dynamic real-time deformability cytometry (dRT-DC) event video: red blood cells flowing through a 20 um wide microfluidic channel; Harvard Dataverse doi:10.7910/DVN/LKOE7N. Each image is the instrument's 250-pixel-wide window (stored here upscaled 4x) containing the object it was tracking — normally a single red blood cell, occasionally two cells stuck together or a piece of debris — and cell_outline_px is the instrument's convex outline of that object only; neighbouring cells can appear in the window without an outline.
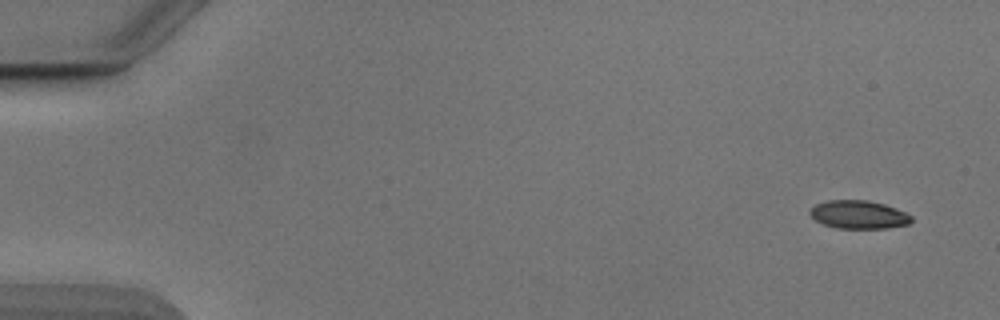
{"species": "Egyptian fruit bat (a non-hibernating species)", "species_latin": "Rousettus aegyptiacus", "temperature_condition": "cold", "stored_images_in_passage": 51, "camera_frame_rate_fps": 3000, "um_per_image_px": 0.085, "animal": {"sex": "male"}, "frame": {"image": 1, "passage_image": 1, "time_ms": 0.0, "image_size_px": [1000, 320], "cell_outline_px": [[912, 220], [908, 224], [888, 228], [836, 228], [824, 224], [816, 220], [808, 212], [816, 204], [828, 200], [868, 200], [884, 204], [896, 208], [912, 216]], "centroid_in_image_um": [72.99, 18.24], "position_along_channel_um": 12.0, "area_um2": 16.59}}
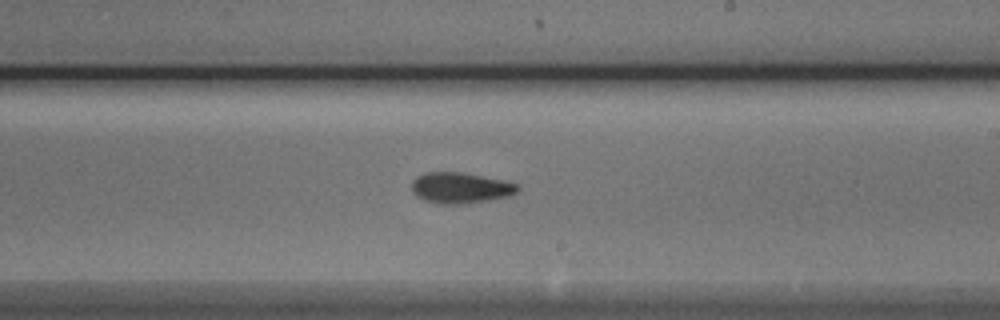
{"frame": {"image": 2, "passage_image": 30, "time_ms": 9.667, "image_size_px": [1000, 320], "cell_outline_px": [[520, 188], [512, 196], [464, 204], [440, 204], [424, 200], [416, 196], [412, 192], [412, 180], [416, 176], [424, 172], [464, 172], [504, 180], [520, 184]], "centroid_in_image_um": [39.15, 15.96], "position_along_channel_um": 249.8, "area_um2": 19.42}}
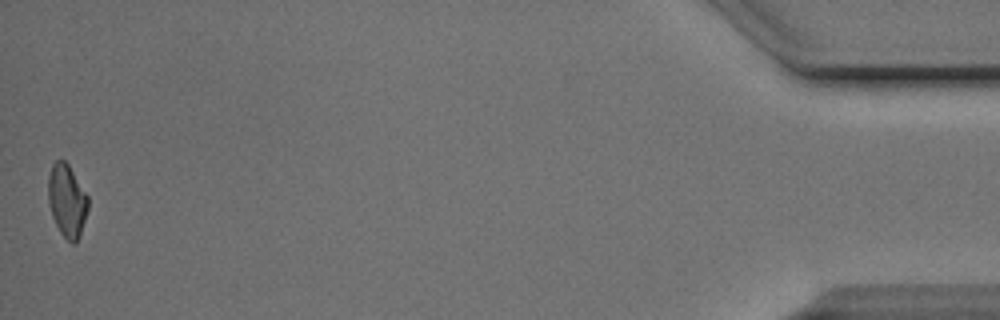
{"frame": {"image": 3, "passage_image": 51, "time_ms": 16.667, "image_size_px": [1000, 320], "cell_outline_px": [[88, 208], [80, 236], [76, 244], [72, 244], [60, 232], [52, 216], [48, 200], [48, 176], [52, 164], [56, 160], [64, 160], [68, 164], [88, 196]], "centroid_in_image_um": [5.69, 17.06], "position_along_channel_um": 429.5, "area_um2": 16.88}, "authors_computed_cell_mechanics": {"area_um2": 17.8602, "velocity_mm_per_s": 3.8778, "shape_relaxation_time_tau1_ms": 3.3372, "shape_relaxation_time_tau2_ms": 2.9673, "deformation_change_tau1": 0.1374, "deformation_change_tau2": 0.1011}}